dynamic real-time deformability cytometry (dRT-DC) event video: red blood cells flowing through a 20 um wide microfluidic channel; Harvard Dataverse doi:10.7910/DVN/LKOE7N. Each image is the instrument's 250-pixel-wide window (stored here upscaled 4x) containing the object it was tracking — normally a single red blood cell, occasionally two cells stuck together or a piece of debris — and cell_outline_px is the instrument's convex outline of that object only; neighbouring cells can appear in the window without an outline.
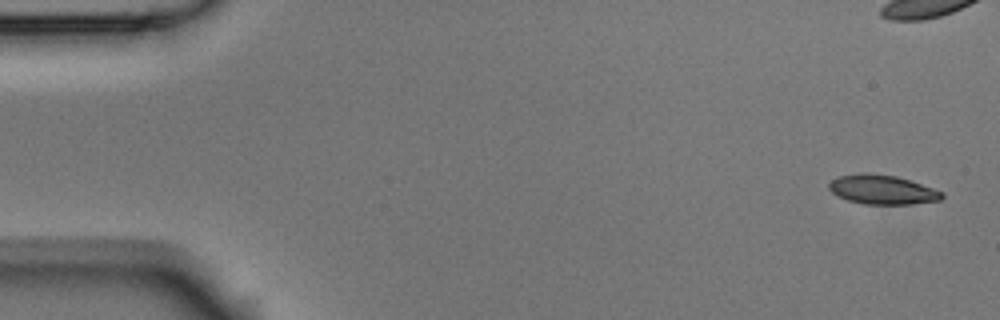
{"species": "Egyptian fruit bat (a non-hibernating species)", "species_latin": "Rousettus aegyptiacus", "temperature_condition": "room temperature", "stored_images_in_passage": 8, "camera_frame_rate_fps": 3000, "um_per_image_px": 0.085, "animal": {"sex": "male"}, "frame": {"image": 1, "passage_image": 1, "time_ms": 0.0, "image_size_px": [1000, 320], "cell_outline_px": [[944, 196], [940, 200], [912, 204], [864, 204], [848, 200], [832, 192], [828, 188], [828, 184], [832, 180], [840, 176], [860, 172], [864, 172], [896, 176], [944, 192]], "centroid_in_image_um": [74.99, 16.12], "position_along_channel_um": 10.0, "area_um2": 19.13}}
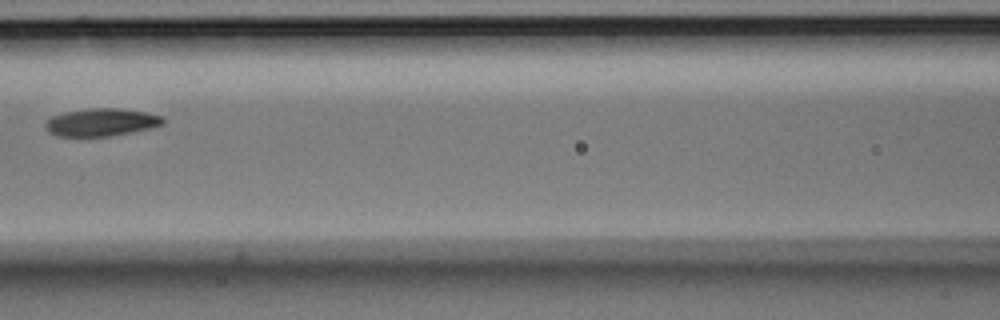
{"frame": {"image": 2, "passage_image": 7, "time_ms": 2.0, "image_size_px": [1000, 320], "cell_outline_px": [[164, 124], [132, 132], [108, 136], [56, 136], [48, 132], [44, 124], [52, 116], [64, 112], [88, 108], [120, 108], [144, 112], [164, 116]], "centroid_in_image_um": [8.6, 10.38], "position_along_channel_um": 158.0, "area_um2": 18.96}}
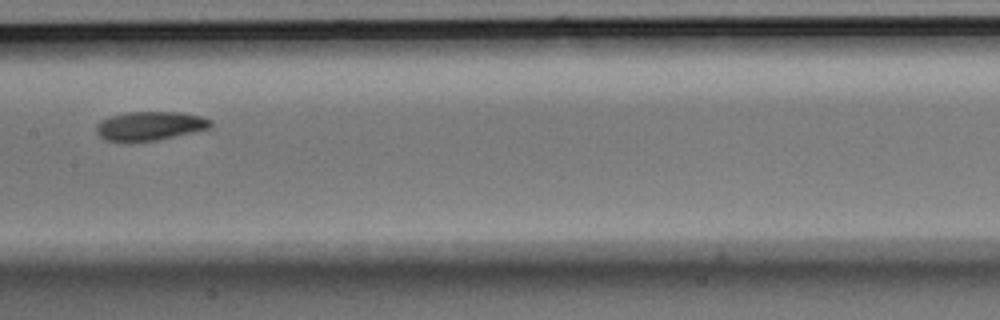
{"frame": {"image": 3, "passage_image": 8, "time_ms": 2.333, "image_size_px": [1000, 320], "cell_outline_px": [[212, 124], [208, 128], [192, 132], [156, 140], [132, 144], [124, 144], [104, 140], [96, 132], [96, 124], [112, 116], [128, 112], [180, 112], [200, 116], [212, 120]], "centroid_in_image_um": [12.68, 10.74], "position_along_channel_um": 194.7, "area_um2": 19.54}}